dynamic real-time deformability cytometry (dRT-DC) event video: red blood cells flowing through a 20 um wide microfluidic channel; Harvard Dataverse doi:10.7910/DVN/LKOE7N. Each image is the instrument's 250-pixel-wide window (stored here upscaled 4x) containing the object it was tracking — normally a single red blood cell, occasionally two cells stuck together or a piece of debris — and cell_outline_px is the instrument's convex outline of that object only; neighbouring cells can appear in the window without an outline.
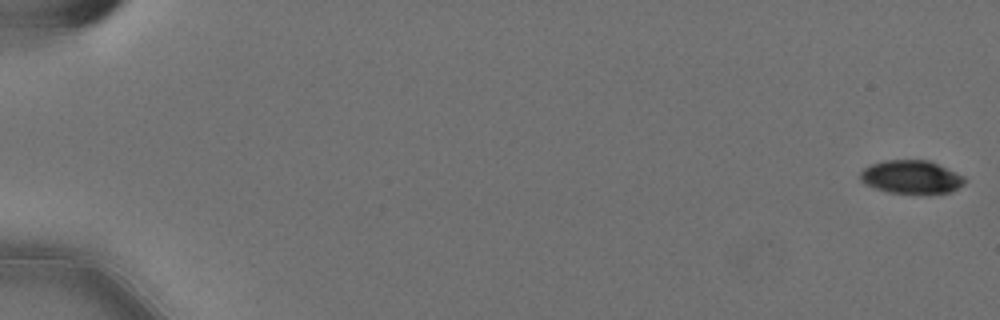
{"species": "Egyptian fruit bat (a non-hibernating species)", "species_latin": "Rousettus aegyptiacus", "temperature_condition": "cold", "stored_images_in_passage": 58, "camera_frame_rate_fps": 3000, "um_per_image_px": 0.085, "animal": {"sex": "female"}, "frame": {"image": 1, "passage_image": 1, "time_ms": 0.0, "image_size_px": [1000, 320], "cell_outline_px": [[964, 184], [952, 192], [928, 196], [888, 192], [864, 184], [860, 180], [860, 172], [864, 168], [872, 164], [884, 160], [928, 160], [964, 176]], "centroid_in_image_um": [77.47, 15.09], "position_along_channel_um": 7.5, "area_um2": 20.75}}
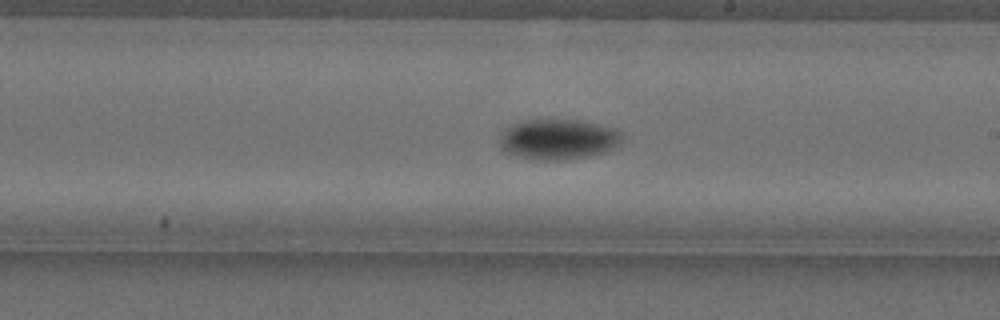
{"frame": {"image": 2, "passage_image": 35, "time_ms": 11.333, "image_size_px": [1000, 320], "cell_outline_px": [[620, 140], [612, 148], [604, 152], [588, 156], [564, 160], [544, 160], [516, 156], [500, 148], [500, 132], [512, 124], [524, 120], [580, 120], [600, 124], [616, 128], [620, 132]], "centroid_in_image_um": [47.41, 11.83], "position_along_channel_um": 241.6, "area_um2": 28.67}}
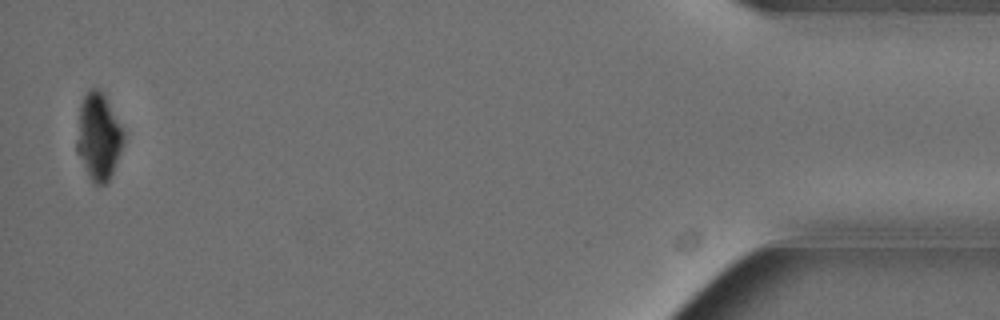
{"frame": {"image": 3, "passage_image": 57, "time_ms": 18.667, "image_size_px": [1000, 320], "cell_outline_px": [[124, 140], [120, 152], [112, 172], [108, 180], [104, 184], [96, 184], [88, 176], [76, 152], [76, 144], [80, 104], [84, 92], [92, 88], [100, 88], [104, 92], [124, 128]], "centroid_in_image_um": [8.37, 11.54], "position_along_channel_um": 426.8, "area_um2": 23.99}, "authors_computed_cell_mechanics": {"area_um2": 25.6054, "velocity_mm_per_s": 3.5798, "shape_relaxation_time_tau1_ms": 3.5383, "shape_relaxation_time_tau2_ms": null, "deformation_change_tau1": 0.1298, "deformation_change_tau2": null}}